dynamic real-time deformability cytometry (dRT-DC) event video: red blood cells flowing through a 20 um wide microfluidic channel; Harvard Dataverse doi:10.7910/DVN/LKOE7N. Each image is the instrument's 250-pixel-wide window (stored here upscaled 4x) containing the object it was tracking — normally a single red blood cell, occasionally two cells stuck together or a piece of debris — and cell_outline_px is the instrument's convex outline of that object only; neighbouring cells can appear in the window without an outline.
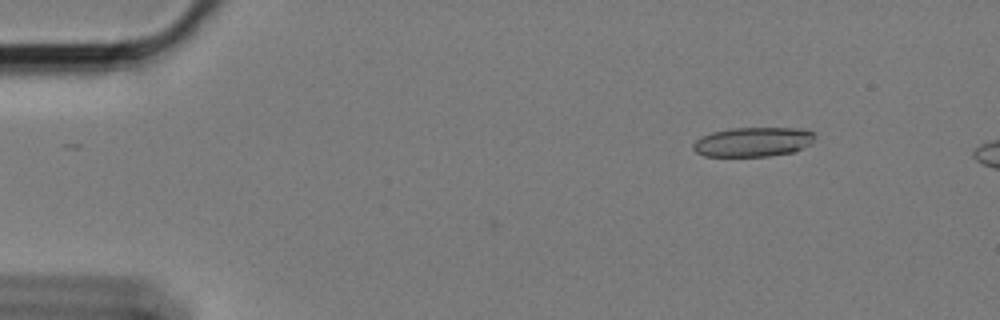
{"species": "Egyptian fruit bat (a non-hibernating species)", "species_latin": "Rousettus aegyptiacus", "temperature_condition": "cold", "stored_images_in_passage": 8, "camera_frame_rate_fps": 3000, "um_per_image_px": 0.085, "animal": {"sex": "female"}, "frame": {"image": 1, "passage_image": 1, "time_ms": 0.0, "image_size_px": [1000, 320], "cell_outline_px": [[816, 136], [812, 144], [792, 152], [772, 156], [704, 156], [696, 152], [692, 148], [692, 144], [696, 140], [712, 132], [732, 128], [800, 128], [812, 132]], "centroid_in_image_um": [64.03, 12.06], "position_along_channel_um": 21.0, "area_um2": 20.92}}